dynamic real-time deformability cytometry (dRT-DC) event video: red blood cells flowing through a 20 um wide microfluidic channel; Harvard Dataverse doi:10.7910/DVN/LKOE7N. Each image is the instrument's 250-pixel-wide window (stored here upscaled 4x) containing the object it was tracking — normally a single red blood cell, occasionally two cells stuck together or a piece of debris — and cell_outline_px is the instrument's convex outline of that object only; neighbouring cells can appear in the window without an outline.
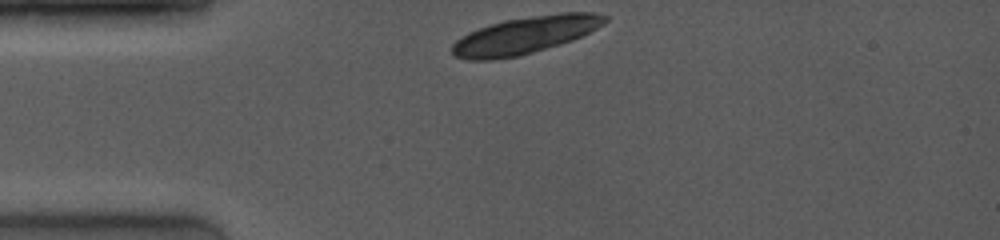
{"species": "common noctule bat (a hibernating species)", "species_latin": "Nyctalus noctula", "temperature_condition": "room temperature", "stored_images_in_passage": 6, "camera_frame_rate_fps": 4000, "um_per_image_px": 0.085, "animal": {"sex": "female", "body_mass_g": 19.0, "forearm_length_mm": 53.3}, "frame": {"image": 1, "passage_image": 1, "time_ms": 0.0, "image_size_px": [1000, 240], "cell_outline_px": [[608, 20], [604, 24], [572, 40], [560, 44], [520, 56], [492, 60], [464, 60], [452, 56], [452, 44], [460, 36], [468, 32], [504, 20], [560, 12], [592, 12], [608, 16]], "centroid_in_image_um": [44.6, 3.0], "position_along_channel_um": 40.4, "area_um2": 33.12}}